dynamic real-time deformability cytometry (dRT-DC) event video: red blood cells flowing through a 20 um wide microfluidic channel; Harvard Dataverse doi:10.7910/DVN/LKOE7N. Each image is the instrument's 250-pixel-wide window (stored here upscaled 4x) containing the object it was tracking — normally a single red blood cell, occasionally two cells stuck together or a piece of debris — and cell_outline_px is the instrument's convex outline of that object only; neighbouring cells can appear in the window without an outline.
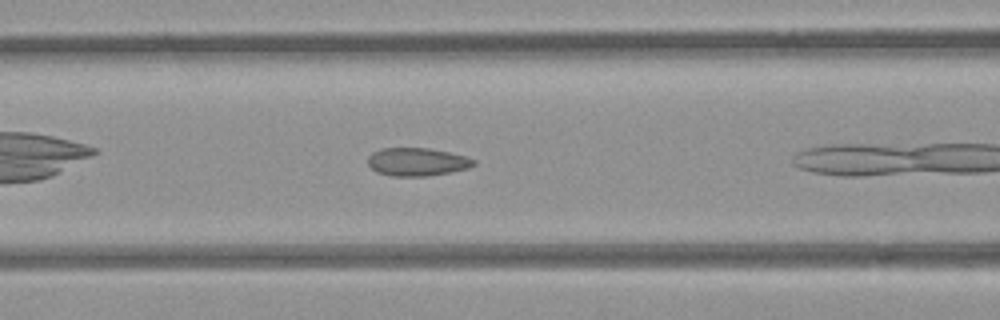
{"species": "common noctule bat (a hibernating species)", "species_latin": "Nyctalus noctula", "temperature_condition": "room temperature", "stored_images_in_passage": 23, "camera_frame_rate_fps": 3000, "um_per_image_px": 0.085, "animal": {"sex": "female", "body_mass_g": 21.9}, "frame": {"image": 1, "passage_image": 7, "time_ms": 2.0, "image_size_px": [1000, 320], "cell_outline_px": [[476, 164], [468, 168], [448, 172], [424, 176], [392, 176], [376, 172], [368, 164], [368, 156], [372, 152], [380, 148], [428, 148], [448, 152], [464, 156], [476, 160]], "centroid_in_image_um": [35.42, 13.75], "position_along_channel_um": 131.2, "area_um2": 17.22}}
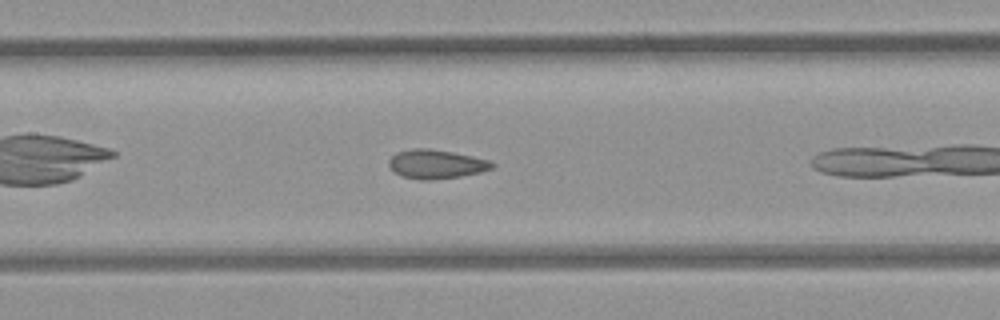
{"frame": {"image": 2, "passage_image": 10, "time_ms": 3.0, "image_size_px": [1000, 320], "cell_outline_px": [[496, 164], [492, 168], [480, 172], [460, 176], [432, 180], [420, 180], [400, 176], [388, 164], [388, 160], [396, 152], [412, 148], [428, 148], [452, 152], [472, 156], [488, 160]], "centroid_in_image_um": [37.05, 13.95], "position_along_channel_um": 170.4, "area_um2": 17.4}}